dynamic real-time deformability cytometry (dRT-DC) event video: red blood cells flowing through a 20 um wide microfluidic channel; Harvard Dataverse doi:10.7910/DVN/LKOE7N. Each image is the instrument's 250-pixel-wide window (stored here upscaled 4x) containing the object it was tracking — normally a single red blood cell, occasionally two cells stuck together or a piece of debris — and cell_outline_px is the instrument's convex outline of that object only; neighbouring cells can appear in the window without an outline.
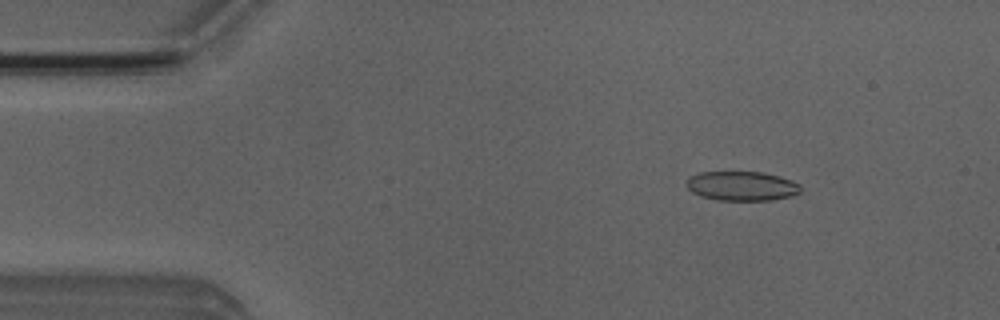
{"species": "Egyptian fruit bat (a non-hibernating species)", "species_latin": "Rousettus aegyptiacus", "temperature_condition": "room temperature", "stored_images_in_passage": 17, "camera_frame_rate_fps": 3000, "um_per_image_px": 0.085, "animal": {"sex": "male"}, "frame": {"image": 1, "passage_image": 5, "time_ms": 1.333, "image_size_px": [1000, 320], "cell_outline_px": [[800, 192], [792, 196], [772, 200], [716, 200], [700, 196], [692, 192], [684, 184], [688, 176], [700, 172], [760, 172], [776, 176], [800, 184]], "centroid_in_image_um": [62.98, 15.82], "position_along_channel_um": 22.0, "area_um2": 19.54}}